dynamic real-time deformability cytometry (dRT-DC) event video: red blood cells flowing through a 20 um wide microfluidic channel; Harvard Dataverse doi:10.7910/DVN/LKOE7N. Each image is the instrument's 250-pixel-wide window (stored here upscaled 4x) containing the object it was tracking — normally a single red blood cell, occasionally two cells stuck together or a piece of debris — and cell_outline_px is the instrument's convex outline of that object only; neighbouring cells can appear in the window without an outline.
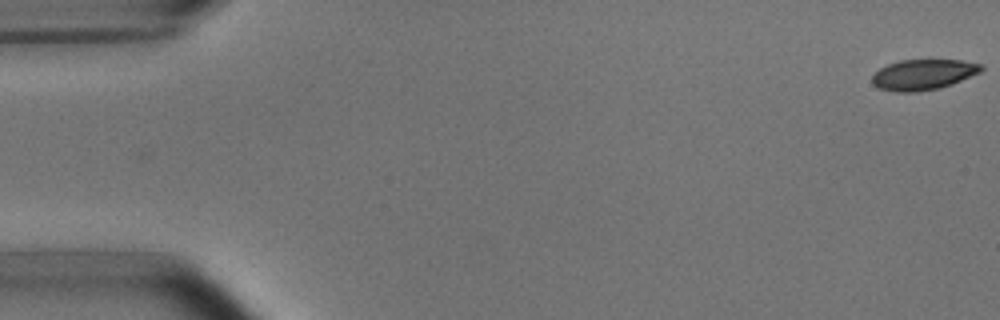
{"species": "common noctule bat (a hibernating species)", "species_latin": "Nyctalus noctula", "temperature_condition": "room temperature", "stored_images_in_passage": 6, "camera_frame_rate_fps": 3000, "um_per_image_px": 0.085, "animal": {"sex": "male", "body_mass_g": 15.6}, "frame": {"image": 1, "passage_image": 1, "time_ms": 0.0, "image_size_px": [1000, 320], "cell_outline_px": [[984, 68], [980, 72], [952, 84], [940, 88], [916, 92], [896, 92], [880, 88], [872, 84], [872, 76], [880, 68], [888, 64], [900, 60], [960, 60], [980, 64]], "centroid_in_image_um": [78.46, 6.34], "position_along_channel_um": 6.5, "area_um2": 19.31}}
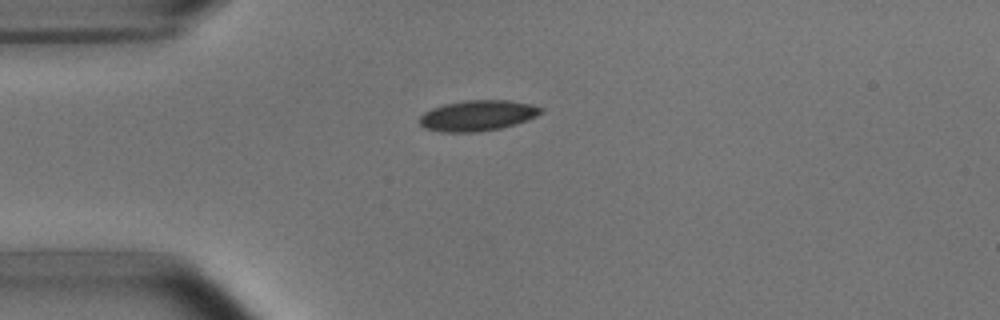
{"frame": {"image": 2, "passage_image": 5, "time_ms": 4.333, "image_size_px": [1000, 320], "cell_outline_px": [[544, 112], [528, 120], [516, 124], [500, 128], [476, 132], [440, 132], [424, 128], [420, 124], [420, 116], [424, 112], [432, 108], [444, 104], [464, 100], [508, 100], [532, 104], [544, 108]], "centroid_in_image_um": [40.61, 9.82], "position_along_channel_um": 44.4, "area_um2": 21.85}}
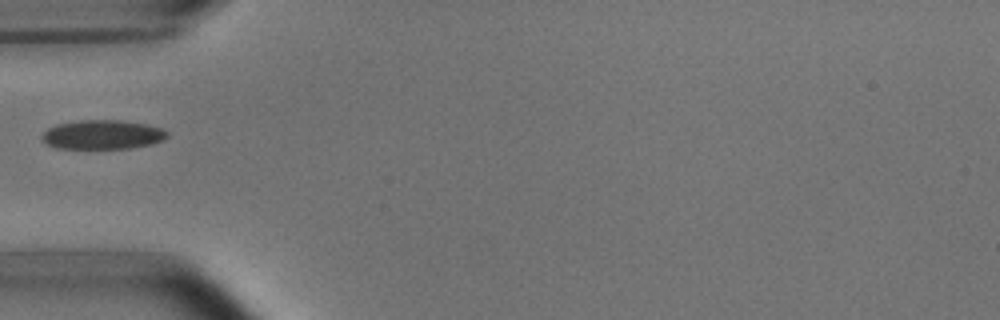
{"frame": {"image": 3, "passage_image": 6, "time_ms": 5.667, "image_size_px": [1000, 320], "cell_outline_px": [[168, 136], [152, 144], [128, 148], [56, 148], [40, 140], [40, 136], [48, 128], [56, 124], [80, 120], [124, 120], [148, 124], [164, 128], [168, 132]], "centroid_in_image_um": [8.71, 11.43], "position_along_channel_um": 76.3, "area_um2": 21.44}}